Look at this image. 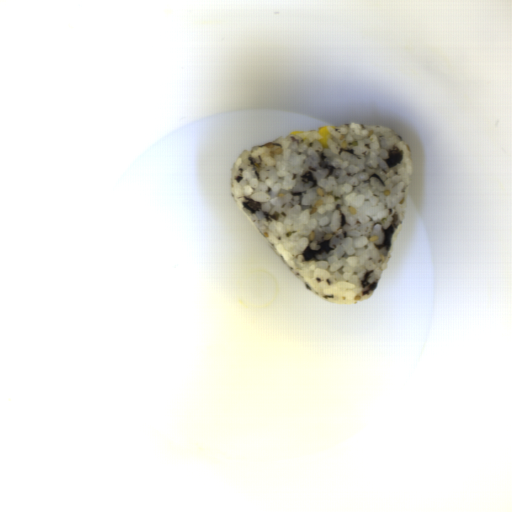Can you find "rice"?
<instances>
[{"instance_id": "obj_1", "label": "rice", "mask_w": 512, "mask_h": 512, "mask_svg": "<svg viewBox=\"0 0 512 512\" xmlns=\"http://www.w3.org/2000/svg\"><path fill=\"white\" fill-rule=\"evenodd\" d=\"M242 150L233 201L306 288L330 304L367 301L404 225L410 144L384 125L328 126Z\"/></svg>"}]
</instances>
